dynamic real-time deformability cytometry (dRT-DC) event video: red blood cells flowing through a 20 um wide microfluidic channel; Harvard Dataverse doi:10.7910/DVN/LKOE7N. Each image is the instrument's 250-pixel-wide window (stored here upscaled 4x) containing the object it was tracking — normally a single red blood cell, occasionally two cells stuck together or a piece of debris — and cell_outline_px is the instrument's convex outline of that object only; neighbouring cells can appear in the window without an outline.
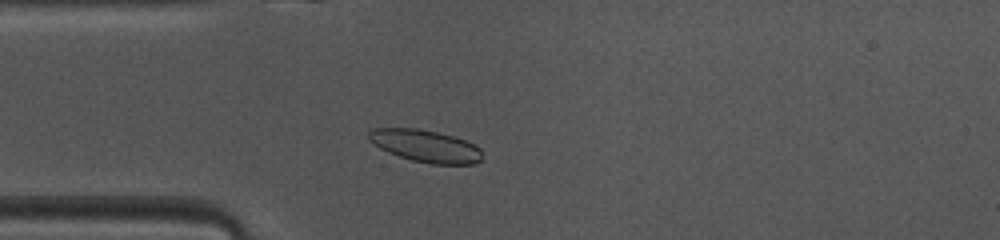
{"species": "common noctule bat (a hibernating species)", "species_latin": "Nyctalus noctula", "temperature_condition": "warm", "stored_images_in_passage": 47, "camera_frame_rate_fps": 3000, "um_per_image_px": 0.085, "animal": {"sex": "female", "body_mass_g": 10.0, "forearm_length_mm": 53.1}, "frame": {"image": 1, "passage_image": 11, "time_ms": 3.333, "image_size_px": [1000, 240], "cell_outline_px": [[480, 160], [472, 164], [432, 164], [412, 160], [388, 152], [380, 148], [368, 140], [368, 132], [372, 128], [416, 128], [436, 132], [452, 136], [464, 140], [480, 148]], "centroid_in_image_um": [36.12, 12.4], "position_along_channel_um": 48.9, "area_um2": 21.04}}
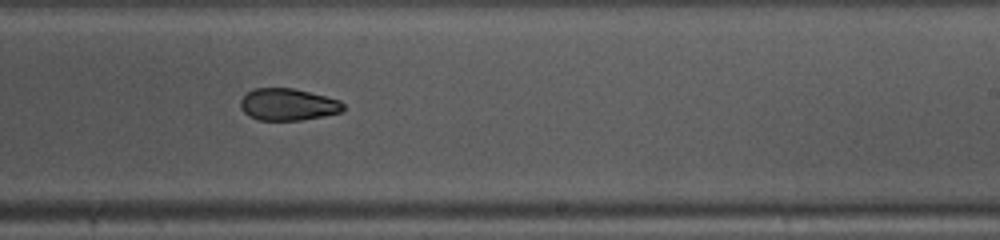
{"frame": {"image": 2, "passage_image": 27, "time_ms": 8.667, "image_size_px": [1000, 240], "cell_outline_px": [[344, 108], [340, 112], [324, 116], [300, 120], [260, 120], [248, 116], [240, 108], [240, 100], [248, 92], [256, 88], [292, 88], [340, 100], [344, 104]], "centroid_in_image_um": [24.46, 8.89], "position_along_channel_um": 264.5, "area_um2": 19.02}}
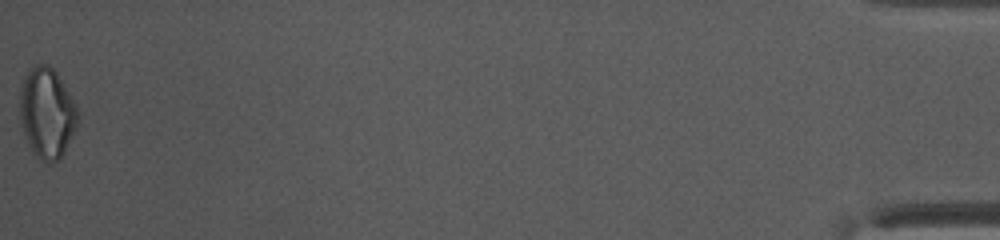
{"frame": {"image": 3, "passage_image": 47, "time_ms": 15.333, "image_size_px": [1000, 240], "cell_outline_px": [[80, 116], [72, 136], [64, 152], [56, 160], [40, 160], [32, 152], [24, 136], [20, 120], [20, 88], [28, 68], [36, 64], [48, 64], [56, 72], [76, 104]], "centroid_in_image_um": [3.98, 9.57], "position_along_channel_um": 431.2, "area_um2": 30.46}, "authors_computed_cell_mechanics": {"area_um2": 20.6346, "velocity_mm_per_s": 4.1194, "shape_relaxation_time_tau1_ms": 5.1075, "shape_relaxation_time_tau2_ms": 4.9986, "deformation_change_tau1": 0.122, "deformation_change_tau2": 0.1084}}